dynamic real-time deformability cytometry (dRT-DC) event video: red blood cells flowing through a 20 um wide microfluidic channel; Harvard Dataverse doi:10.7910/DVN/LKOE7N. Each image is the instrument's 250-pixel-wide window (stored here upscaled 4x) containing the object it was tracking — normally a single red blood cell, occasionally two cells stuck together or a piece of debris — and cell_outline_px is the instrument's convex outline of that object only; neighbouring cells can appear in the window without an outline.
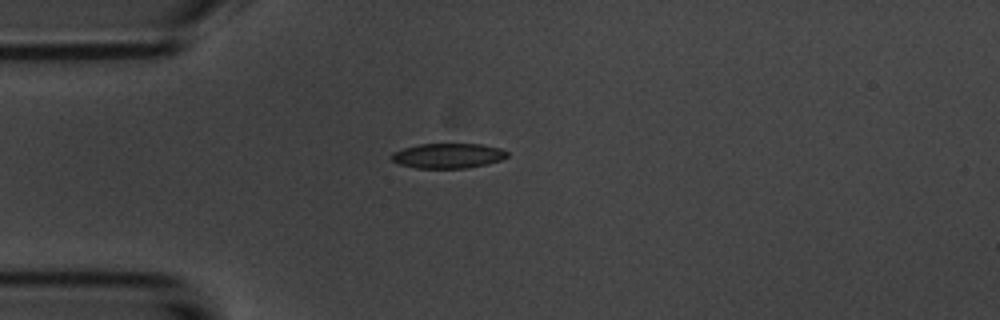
{"species": "common noctule bat (a hibernating species)", "species_latin": "Nyctalus noctula", "temperature_condition": "room temperature", "stored_images_in_passage": 1, "camera_frame_rate_fps": 3000, "um_per_image_px": 0.085, "animal": {"sex": "male", "body_mass_g": 20.1, "forearm_length_mm": 53.5}, "frame": {"image": 1, "passage_image": 1, "time_ms": 0.0, "image_size_px": [1000, 320], "cell_outline_px": [[508, 156], [500, 160], [468, 168], [416, 168], [400, 164], [392, 160], [388, 156], [392, 152], [404, 148], [420, 144], [480, 144], [500, 148], [508, 152]], "centroid_in_image_um": [38.05, 13.23], "position_along_channel_um": 47.0, "area_um2": 16.76}}